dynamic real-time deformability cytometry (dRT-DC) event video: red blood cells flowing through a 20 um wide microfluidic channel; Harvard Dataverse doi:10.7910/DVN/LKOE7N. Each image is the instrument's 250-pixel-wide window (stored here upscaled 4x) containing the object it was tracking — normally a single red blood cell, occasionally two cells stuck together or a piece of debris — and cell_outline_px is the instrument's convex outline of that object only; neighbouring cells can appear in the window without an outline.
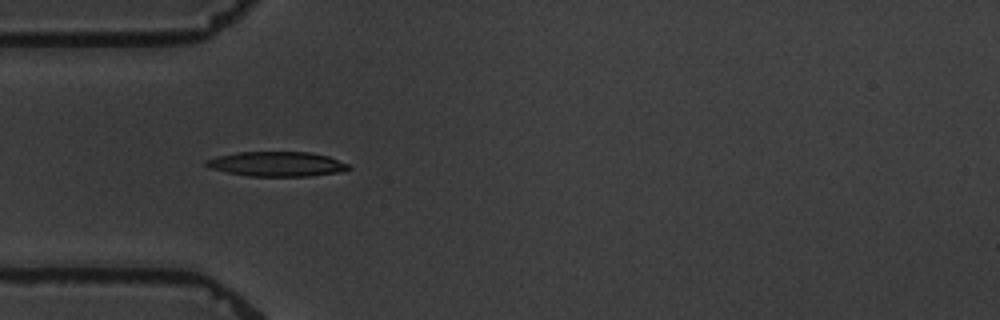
{"species": "common noctule bat (a hibernating species)", "species_latin": "Nyctalus noctula", "temperature_condition": "warm", "stored_images_in_passage": 4, "camera_frame_rate_fps": 3000, "um_per_image_px": 0.085, "animal": {"sex": "male", "body_mass_g": 19.5, "forearm_length_mm": 54.6}, "frame": {"image": 1, "passage_image": 3, "time_ms": 3.333, "image_size_px": [1000, 320], "cell_outline_px": [[352, 168], [340, 172], [308, 176], [248, 176], [228, 172], [212, 168], [204, 164], [204, 160], [216, 156], [236, 152], [312, 152], [328, 156], [348, 164]], "centroid_in_image_um": [23.53, 13.93], "position_along_channel_um": 61.5, "area_um2": 20.52}}
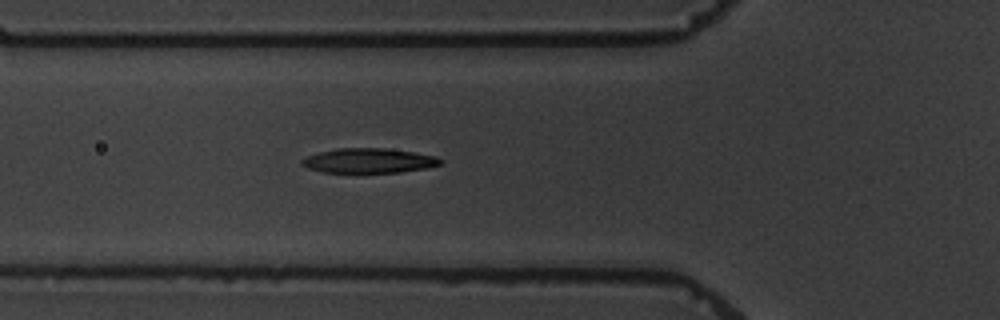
{"frame": {"image": 2, "passage_image": 4, "time_ms": 4.333, "image_size_px": [1000, 320], "cell_outline_px": [[444, 164], [428, 168], [400, 172], [320, 172], [308, 168], [300, 164], [300, 160], [308, 156], [320, 152], [336, 148], [384, 148], [412, 152], [436, 156], [444, 160]], "centroid_in_image_um": [31.38, 13.66], "position_along_channel_um": 94.4, "area_um2": 20.0}}